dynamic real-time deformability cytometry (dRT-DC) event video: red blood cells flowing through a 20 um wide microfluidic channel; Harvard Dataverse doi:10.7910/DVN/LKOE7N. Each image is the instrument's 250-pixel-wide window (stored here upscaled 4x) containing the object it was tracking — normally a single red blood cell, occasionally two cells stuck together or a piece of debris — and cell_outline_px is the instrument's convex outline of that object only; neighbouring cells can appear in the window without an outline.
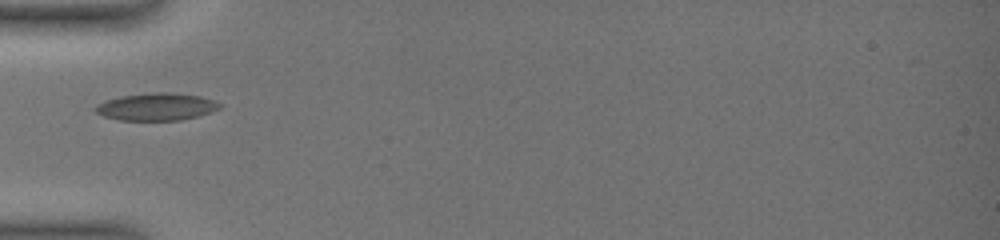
{"species": "common noctule bat (a hibernating species)", "species_latin": "Nyctalus noctula", "temperature_condition": "warm", "stored_images_in_passage": 38, "camera_frame_rate_fps": 3000, "um_per_image_px": 0.085, "animal": {"sex": "female", "body_mass_g": 19.0, "forearm_length_mm": 51.5}, "frame": {"image": 1, "passage_image": 1, "time_ms": 0.0, "image_size_px": [1000, 240], "cell_outline_px": [[224, 104], [220, 108], [196, 116], [180, 120], [120, 120], [104, 116], [96, 112], [92, 108], [96, 104], [104, 100], [120, 96], [152, 92], [168, 92], [200, 96]], "centroid_in_image_um": [13.25, 9.06], "position_along_channel_um": 71.8, "area_um2": 19.83}}
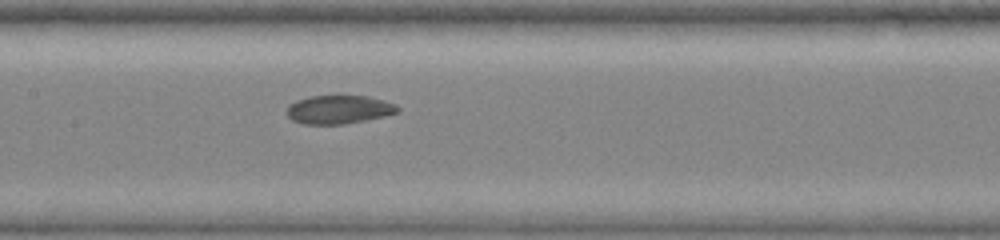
{"frame": {"image": 2, "passage_image": 12, "time_ms": 3.0, "image_size_px": [1000, 240], "cell_outline_px": [[400, 112], [384, 116], [344, 124], [304, 124], [292, 120], [288, 116], [288, 104], [296, 100], [308, 96], [368, 96], [384, 100], [396, 104], [400, 108]], "centroid_in_image_um": [28.82, 9.3], "position_along_channel_um": 178.6, "area_um2": 18.44}}
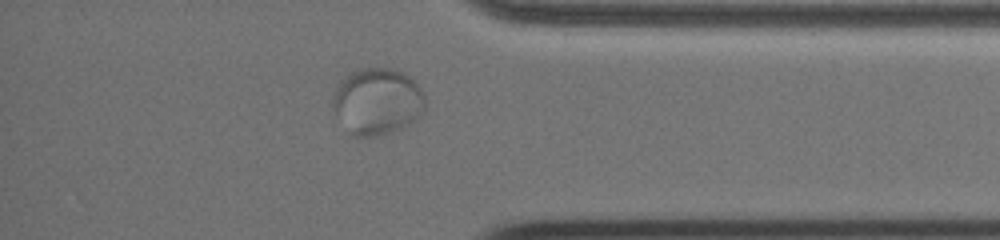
{"frame": {"image": 3, "passage_image": 33, "time_ms": 9.333, "image_size_px": [1000, 240], "cell_outline_px": [[424, 108], [408, 124], [376, 136], [352, 136], [332, 108], [332, 96], [336, 84], [348, 72], [360, 68], [392, 68], [408, 76], [420, 88], [424, 96]], "centroid_in_image_um": [31.99, 8.58], "position_along_channel_um": 403.2, "area_um2": 35.43}}